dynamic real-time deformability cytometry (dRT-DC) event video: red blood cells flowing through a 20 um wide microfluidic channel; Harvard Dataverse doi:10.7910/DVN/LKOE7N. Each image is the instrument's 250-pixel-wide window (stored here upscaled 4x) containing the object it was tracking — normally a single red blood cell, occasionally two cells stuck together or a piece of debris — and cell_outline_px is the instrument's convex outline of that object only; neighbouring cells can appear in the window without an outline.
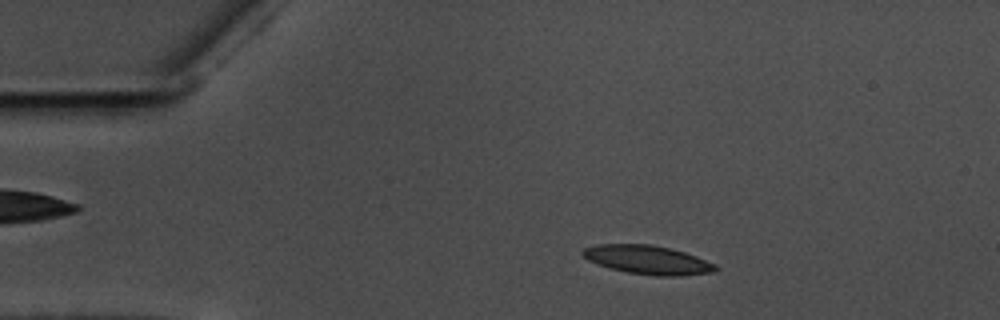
{"species": "common noctule bat (a hibernating species)", "species_latin": "Nyctalus noctula", "temperature_condition": "warm", "stored_images_in_passage": 53, "camera_frame_rate_fps": 3000, "um_per_image_px": 0.085, "animal": {"sex": "male", "body_mass_g": 17.5, "forearm_length_mm": 52.3}, "frame": {"image": 1, "passage_image": 7, "time_ms": 2.0, "image_size_px": [1000, 320], "cell_outline_px": [[720, 268], [716, 272], [676, 276], [656, 276], [628, 272], [612, 268], [588, 260], [580, 252], [584, 248], [596, 244], [652, 244], [684, 252], [696, 256], [716, 264]], "centroid_in_image_um": [55.09, 22.08], "position_along_channel_um": 29.9, "area_um2": 22.2}}
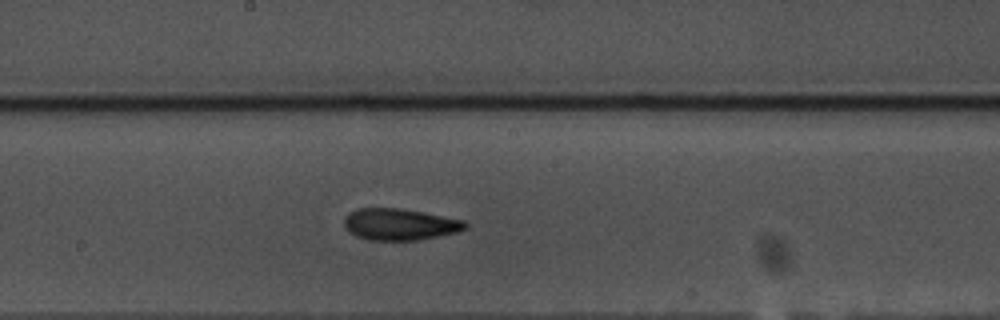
{"frame": {"image": 2, "passage_image": 27, "time_ms": 8.667, "image_size_px": [1000, 320], "cell_outline_px": [[468, 224], [460, 232], [420, 240], [368, 240], [356, 236], [348, 232], [344, 228], [344, 220], [348, 212], [356, 208], [400, 208], [424, 212], [464, 220]], "centroid_in_image_um": [33.96, 19.07], "position_along_channel_um": 214.2, "area_um2": 22.6}}
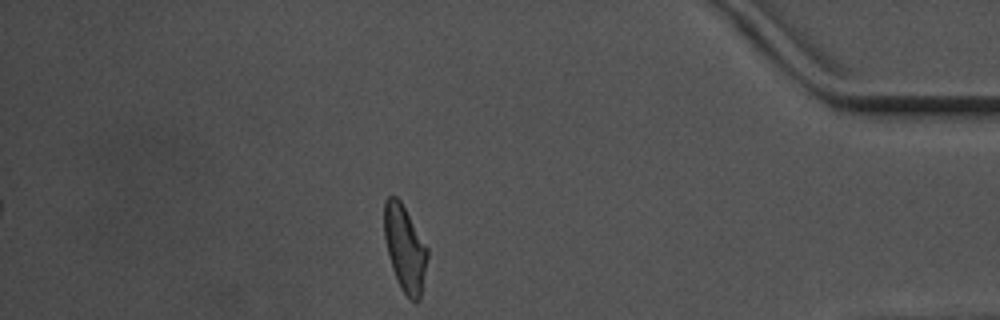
{"frame": {"image": 3, "passage_image": 46, "time_ms": 15.0, "image_size_px": [1000, 320], "cell_outline_px": [[428, 256], [420, 296], [416, 300], [412, 300], [400, 288], [396, 280], [388, 256], [384, 236], [384, 200], [388, 196], [396, 196], [400, 200], [428, 248]], "centroid_in_image_um": [34.39, 21.07], "position_along_channel_um": 400.8, "area_um2": 21.44}, "authors_computed_cell_mechanics": {"area_um2": 21.9062, "velocity_mm_per_s": 3.5799, "shape_relaxation_time_tau1_ms": 6.1323, "shape_relaxation_time_tau2_ms": 3.3971, "deformation_change_tau1": 0.1529, "deformation_change_tau2": 0.115}}